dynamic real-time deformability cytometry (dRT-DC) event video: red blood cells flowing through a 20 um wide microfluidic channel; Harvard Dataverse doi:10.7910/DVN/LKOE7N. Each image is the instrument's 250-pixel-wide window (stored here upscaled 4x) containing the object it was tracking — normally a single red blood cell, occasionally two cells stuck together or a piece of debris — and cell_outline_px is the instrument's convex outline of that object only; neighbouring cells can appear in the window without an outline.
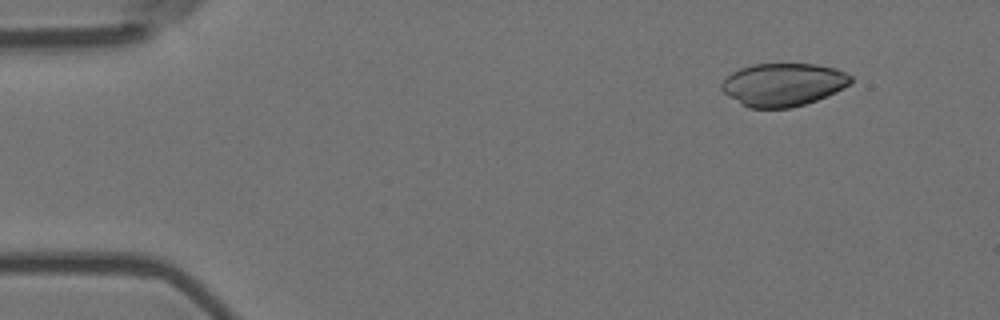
{"species": "Egyptian fruit bat (a non-hibernating species)", "species_latin": "Rousettus aegyptiacus", "temperature_condition": "room temperature", "stored_images_in_passage": 5, "camera_frame_rate_fps": 3000, "um_per_image_px": 0.085, "animal": {"sex": "female"}, "frame": {"image": 1, "passage_image": 2, "time_ms": 0.333, "image_size_px": [1000, 320], "cell_outline_px": [[852, 84], [836, 92], [816, 100], [792, 108], [748, 108], [728, 96], [720, 88], [720, 84], [732, 72], [740, 68], [752, 64], [816, 64], [836, 68], [852, 76]], "centroid_in_image_um": [66.58, 7.19], "position_along_channel_um": 18.4, "area_um2": 32.48}}